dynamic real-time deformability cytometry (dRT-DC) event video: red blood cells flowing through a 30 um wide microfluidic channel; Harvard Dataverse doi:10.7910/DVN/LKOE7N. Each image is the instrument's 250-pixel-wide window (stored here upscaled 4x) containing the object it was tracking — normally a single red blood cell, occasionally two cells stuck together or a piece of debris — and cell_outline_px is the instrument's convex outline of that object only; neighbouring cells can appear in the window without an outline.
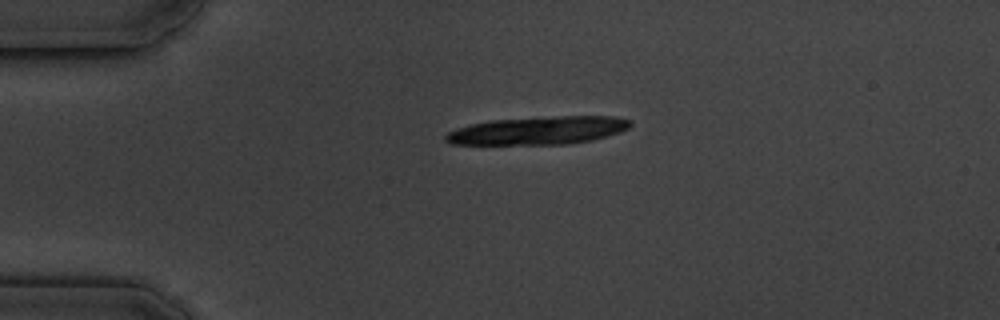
{"species": "common noctule bat (a hibernating species)", "species_latin": "Nyctalus noctula", "temperature_condition": "cold", "stored_images_in_passage": 2, "camera_frame_rate_fps": 3000, "um_per_image_px": 0.085, "animal": {"sex": "male", "body_mass_g": 19.5, "forearm_length_mm": 54.6}, "frame": {"image": 1, "passage_image": 1, "time_ms": 0.0, "image_size_px": [1000, 320], "cell_outline_px": [[632, 124], [628, 128], [620, 132], [592, 140], [568, 144], [452, 144], [444, 140], [444, 136], [448, 132], [456, 128], [488, 120], [556, 116], [612, 116], [632, 120]], "centroid_in_image_um": [45.76, 11.09], "position_along_channel_um": 39.2, "area_um2": 30.17}}